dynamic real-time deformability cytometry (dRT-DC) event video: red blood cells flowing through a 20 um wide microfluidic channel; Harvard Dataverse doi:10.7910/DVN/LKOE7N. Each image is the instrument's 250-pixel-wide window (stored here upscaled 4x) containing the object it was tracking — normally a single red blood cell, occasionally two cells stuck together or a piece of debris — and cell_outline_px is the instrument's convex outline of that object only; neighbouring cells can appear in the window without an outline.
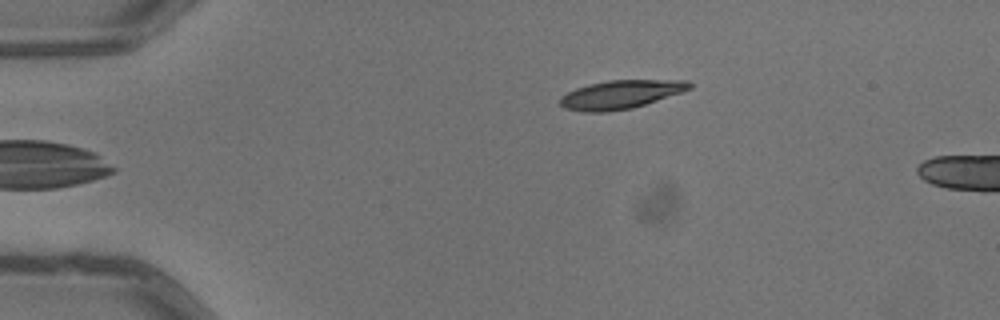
{"species": "common noctule bat (a hibernating species)", "species_latin": "Nyctalus noctula", "temperature_condition": "warm", "stored_images_in_passage": 5, "camera_frame_rate_fps": 3000, "um_per_image_px": 0.085, "animal": {"sex": "male", "body_mass_g": 13.3}, "frame": {"image": 1, "passage_image": 5, "time_ms": 1.333, "image_size_px": [1000, 320], "cell_outline_px": [[692, 88], [632, 108], [608, 112], [584, 112], [564, 108], [560, 104], [560, 96], [576, 88], [588, 84], [608, 80], [688, 80], [692, 84]], "centroid_in_image_um": [52.72, 8.03], "position_along_channel_um": 32.3, "area_um2": 21.39}}